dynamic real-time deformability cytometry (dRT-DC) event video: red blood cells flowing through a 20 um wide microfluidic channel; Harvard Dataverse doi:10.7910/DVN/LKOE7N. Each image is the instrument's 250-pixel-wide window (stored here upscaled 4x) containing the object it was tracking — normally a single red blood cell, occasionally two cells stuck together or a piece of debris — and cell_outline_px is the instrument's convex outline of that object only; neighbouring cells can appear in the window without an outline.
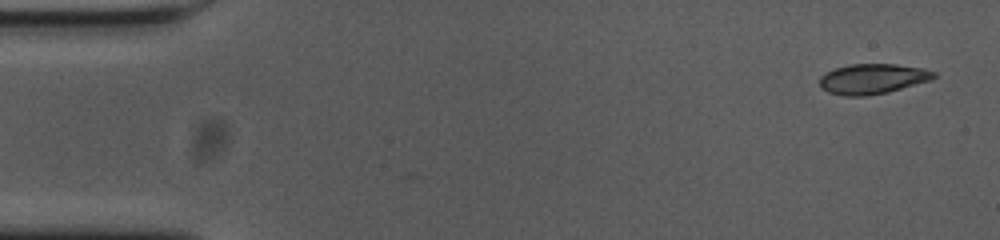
{"species": "common noctule bat (a hibernating species)", "species_latin": "Nyctalus noctula", "temperature_condition": "cold", "stored_images_in_passage": 54, "camera_frame_rate_fps": 3000, "um_per_image_px": 0.085, "animal": {"sex": "female", "body_mass_g": 23.0, "forearm_length_mm": 53.4}, "frame": {"image": 1, "passage_image": 1, "time_ms": 0.0, "image_size_px": [1000, 240], "cell_outline_px": [[936, 76], [932, 80], [888, 92], [864, 96], [844, 96], [828, 92], [820, 88], [820, 76], [824, 72], [848, 64], [896, 64], [924, 68], [936, 72]], "centroid_in_image_um": [74.17, 6.7], "position_along_channel_um": 10.8, "area_um2": 20.29}}
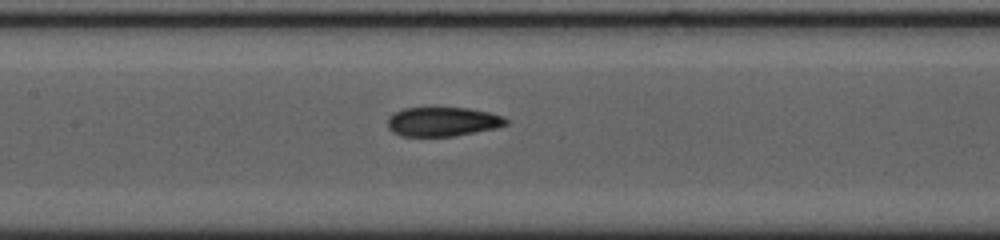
{"frame": {"image": 2, "passage_image": 24, "time_ms": 7.667, "image_size_px": [1000, 240], "cell_outline_px": [[508, 124], [496, 128], [452, 136], [400, 136], [392, 132], [388, 128], [388, 116], [404, 108], [468, 108], [488, 112], [504, 116], [508, 120]], "centroid_in_image_um": [37.62, 10.34], "position_along_channel_um": 169.8, "area_um2": 20.11}}
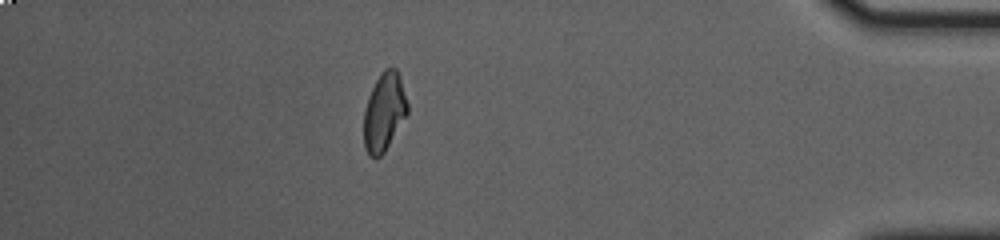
{"frame": {"image": 3, "passage_image": 47, "time_ms": 15.333, "image_size_px": [1000, 240], "cell_outline_px": [[408, 112], [384, 152], [376, 160], [368, 156], [364, 148], [364, 108], [368, 96], [380, 72], [384, 68], [396, 68], [400, 76], [408, 104]], "centroid_in_image_um": [32.63, 9.52], "position_along_channel_um": 402.6, "area_um2": 20.0}, "authors_computed_cell_mechanics": {"area_um2": 20.4612, "velocity_mm_per_s": 3.6526, "shape_relaxation_time_tau1_ms": 7.5896, "shape_relaxation_time_tau2_ms": 4.8729, "deformation_change_tau1": 0.2079, "deformation_change_tau2": 0.0795}}